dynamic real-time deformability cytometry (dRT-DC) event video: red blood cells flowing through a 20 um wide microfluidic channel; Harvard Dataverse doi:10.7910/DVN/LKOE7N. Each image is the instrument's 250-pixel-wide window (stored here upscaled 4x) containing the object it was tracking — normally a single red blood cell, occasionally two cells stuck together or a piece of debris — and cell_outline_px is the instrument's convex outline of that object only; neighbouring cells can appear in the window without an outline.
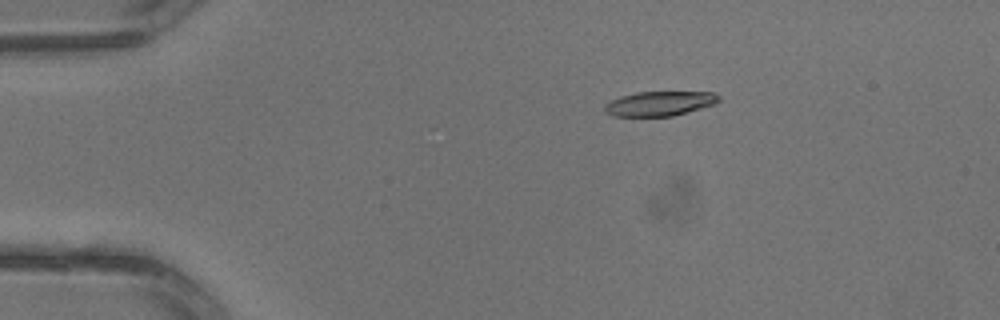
{"species": "common noctule bat (a hibernating species)", "species_latin": "Nyctalus noctula", "temperature_condition": "warm", "stored_images_in_passage": 2, "camera_frame_rate_fps": 3000, "um_per_image_px": 0.085, "animal": {"sex": "male", "body_mass_g": 13.3}, "frame": {"image": 1, "passage_image": 1, "time_ms": 0.0, "image_size_px": [1000, 320], "cell_outline_px": [[720, 100], [716, 104], [672, 116], [612, 116], [604, 112], [604, 104], [620, 96], [636, 92], [712, 92], [720, 96]], "centroid_in_image_um": [56.05, 8.8], "position_along_channel_um": 28.9, "area_um2": 16.42}}